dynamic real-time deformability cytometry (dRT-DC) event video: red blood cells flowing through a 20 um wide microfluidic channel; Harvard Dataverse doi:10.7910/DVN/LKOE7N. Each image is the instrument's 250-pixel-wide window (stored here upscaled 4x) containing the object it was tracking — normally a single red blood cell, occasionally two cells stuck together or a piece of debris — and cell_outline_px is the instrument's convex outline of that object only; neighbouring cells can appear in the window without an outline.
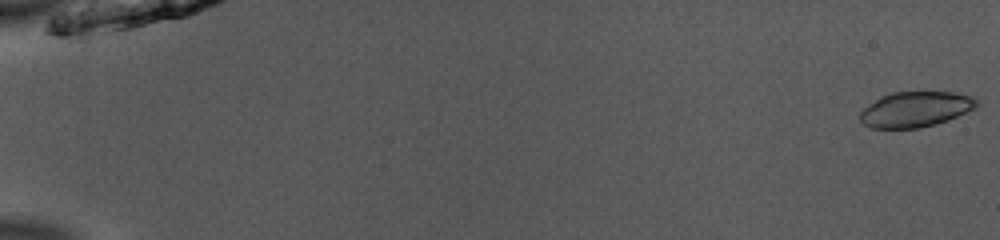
{"species": "common noctule bat (a hibernating species)", "species_latin": "Nyctalus noctula", "temperature_condition": "room temperature", "stored_images_in_passage": 51, "camera_frame_rate_fps": 3000, "um_per_image_px": 0.085, "animal": {"sex": "male", "body_mass_g": 13.0, "forearm_length_mm": 53.1}, "frame": {"image": 1, "passage_image": 1, "time_ms": 0.0, "image_size_px": [1000, 240], "cell_outline_px": [[980, 104], [976, 108], [948, 120], [936, 124], [920, 128], [872, 128], [864, 124], [860, 120], [860, 112], [864, 108], [880, 96], [892, 92], [956, 92], [972, 96]], "centroid_in_image_um": [77.84, 9.29], "position_along_channel_um": 7.2, "area_um2": 24.16}}
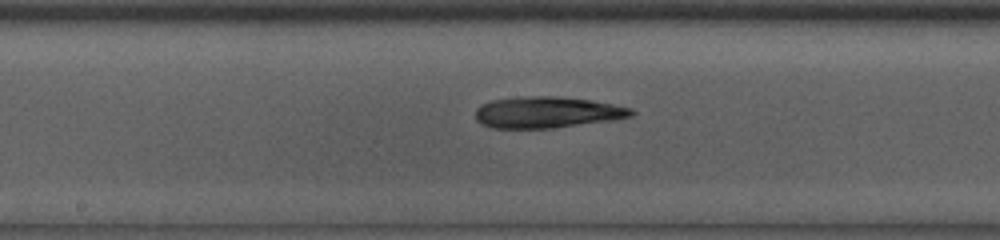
{"frame": {"image": 2, "passage_image": 29, "time_ms": 9.333, "image_size_px": [1000, 240], "cell_outline_px": [[636, 112], [632, 116], [612, 120], [552, 128], [492, 128], [480, 124], [476, 120], [476, 108], [480, 104], [492, 100], [520, 96], [556, 96], [592, 100], [632, 108]], "centroid_in_image_um": [46.48, 9.54], "position_along_channel_um": 201.7, "area_um2": 28.61}}
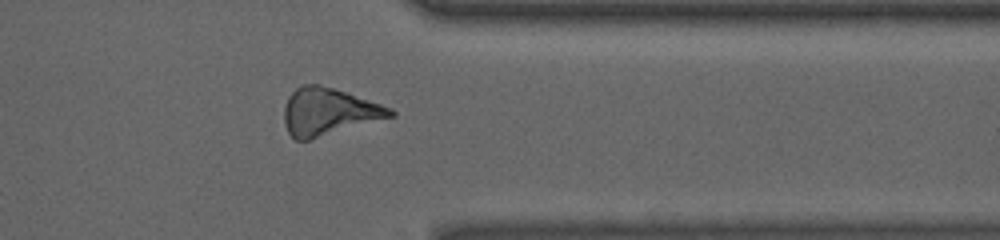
{"frame": {"image": 3, "passage_image": 43, "time_ms": 14.0, "image_size_px": [1000, 240], "cell_outline_px": [[396, 116], [308, 140], [296, 140], [288, 132], [284, 124], [284, 108], [288, 96], [296, 88], [304, 84], [320, 84], [348, 92], [392, 108], [396, 112]], "centroid_in_image_um": [27.95, 9.48], "position_along_channel_um": 383.5, "area_um2": 29.36}}